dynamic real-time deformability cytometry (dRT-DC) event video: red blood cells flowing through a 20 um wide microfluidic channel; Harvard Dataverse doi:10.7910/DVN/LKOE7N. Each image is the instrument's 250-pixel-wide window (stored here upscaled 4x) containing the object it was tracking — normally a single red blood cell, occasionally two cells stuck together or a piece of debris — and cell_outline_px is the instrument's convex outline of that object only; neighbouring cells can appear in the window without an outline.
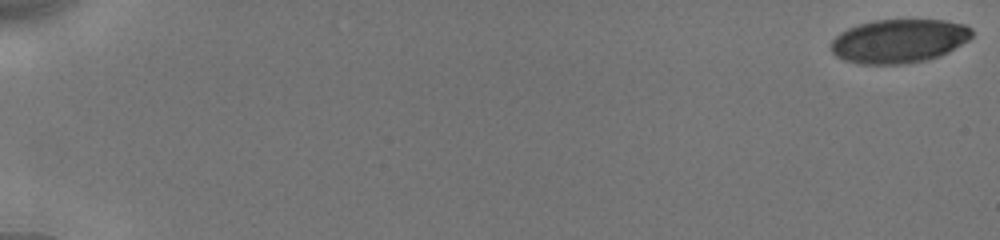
{"species": "human", "species_latin": "Homo sapiens", "temperature_condition": "cold", "stored_images_in_passage": 13, "camera_frame_rate_fps": 3000, "um_per_image_px": 0.085, "donor": {"sex": "male"}, "frame": {"image": 1, "passage_image": 1, "time_ms": 0.0, "image_size_px": [1000, 240], "cell_outline_px": [[972, 36], [968, 40], [948, 52], [940, 56], [928, 60], [900, 64], [860, 64], [844, 60], [836, 56], [832, 52], [832, 40], [840, 32], [848, 28], [860, 24], [876, 20], [944, 20], [964, 24], [972, 28]], "centroid_in_image_um": [76.42, 3.49], "position_along_channel_um": 8.6, "area_um2": 35.89}}
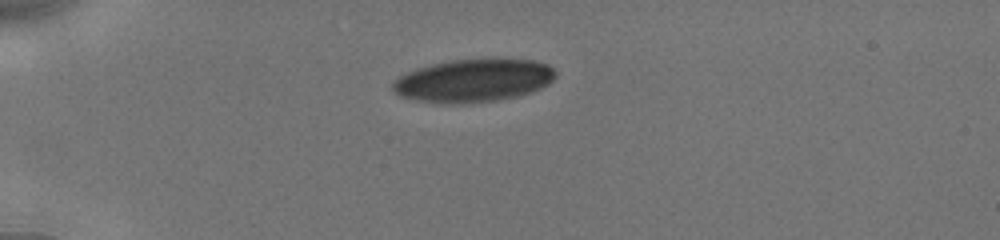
{"frame": {"image": 2, "passage_image": 11, "time_ms": 5.0, "image_size_px": [1000, 240], "cell_outline_px": [[556, 76], [548, 84], [540, 88], [516, 96], [496, 100], [420, 100], [400, 96], [392, 88], [392, 84], [400, 76], [416, 68], [432, 64], [452, 60], [484, 56], [488, 56], [532, 60], [548, 64], [556, 72]], "centroid_in_image_um": [40.33, 6.74], "position_along_channel_um": 44.7, "area_um2": 40.0}}
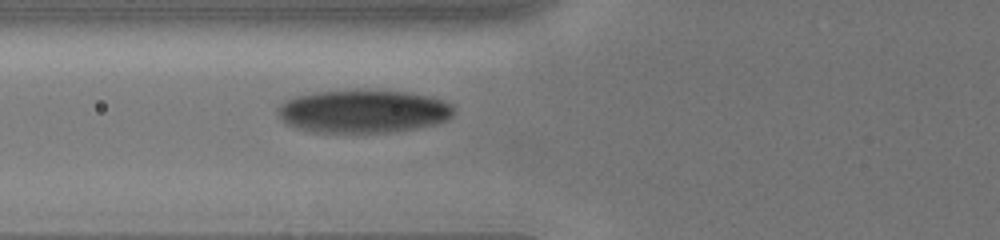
{"frame": {"image": 3, "passage_image": 13, "time_ms": 7.333, "image_size_px": [1000, 240], "cell_outline_px": [[456, 108], [452, 116], [448, 120], [436, 124], [416, 128], [392, 132], [308, 132], [296, 128], [288, 124], [280, 116], [276, 108], [284, 100], [296, 96], [316, 92], [408, 92], [428, 96], [452, 104]], "centroid_in_image_um": [30.89, 9.49], "position_along_channel_um": 94.9, "area_um2": 43.58}}